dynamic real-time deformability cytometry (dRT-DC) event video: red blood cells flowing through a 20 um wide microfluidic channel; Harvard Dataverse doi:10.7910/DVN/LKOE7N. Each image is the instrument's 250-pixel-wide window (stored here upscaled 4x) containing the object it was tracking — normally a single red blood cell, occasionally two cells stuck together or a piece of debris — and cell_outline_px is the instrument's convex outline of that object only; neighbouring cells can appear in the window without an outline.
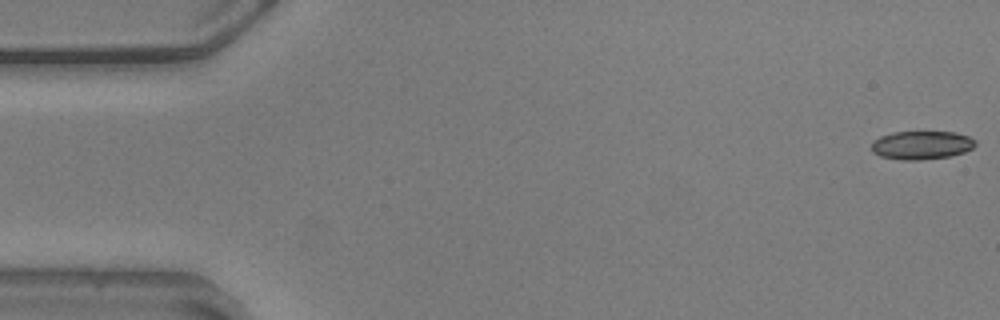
{"species": "common noctule bat (a hibernating species)", "species_latin": "Nyctalus noctula", "temperature_condition": "warm", "stored_images_in_passage": 57, "camera_frame_rate_fps": 3000, "um_per_image_px": 0.085, "animal": {"sex": "male", "body_mass_g": 20.5, "forearm_length_mm": 52.5}, "frame": {"image": 1, "passage_image": 1, "time_ms": 0.0, "image_size_px": [1000, 320], "cell_outline_px": [[976, 144], [972, 148], [964, 152], [948, 156], [920, 160], [900, 160], [880, 156], [872, 152], [872, 140], [880, 136], [892, 132], [956, 132], [968, 136], [976, 140]], "centroid_in_image_um": [78.31, 12.33], "position_along_channel_um": 6.7, "area_um2": 17.28}}
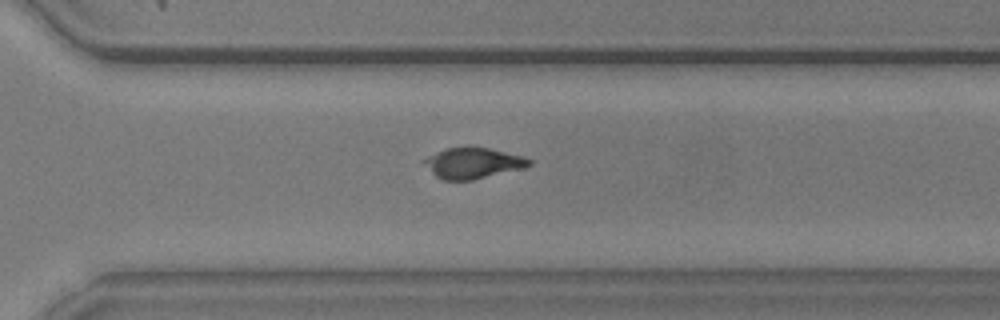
{"frame": {"image": 2, "passage_image": 39, "time_ms": 12.667, "image_size_px": [1000, 320], "cell_outline_px": [[532, 164], [524, 168], [472, 180], [444, 180], [436, 176], [420, 164], [420, 160], [428, 156], [448, 148], [468, 144], [488, 148], [524, 156], [532, 160]], "centroid_in_image_um": [40.16, 13.84], "position_along_channel_um": 330.4, "area_um2": 19.36}}
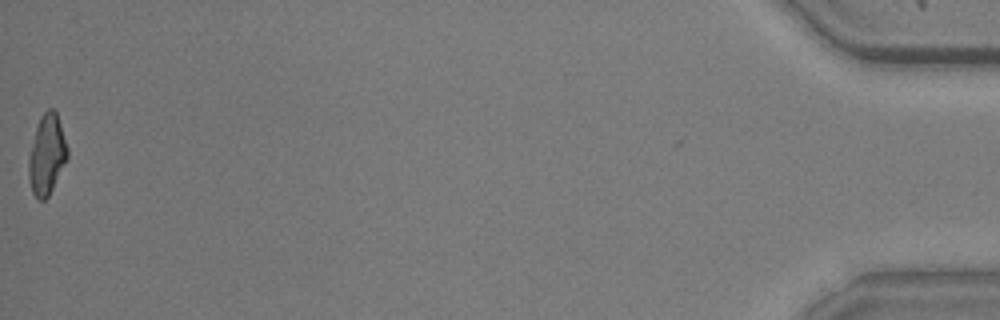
{"frame": {"image": 3, "passage_image": 56, "time_ms": 18.333, "image_size_px": [1000, 320], "cell_outline_px": [[68, 156], [48, 196], [44, 200], [40, 200], [32, 192], [28, 176], [28, 160], [36, 128], [40, 116], [48, 108], [52, 108], [56, 112], [68, 148]], "centroid_in_image_um": [3.97, 13.13], "position_along_channel_um": 431.2, "area_um2": 17.69}, "authors_computed_cell_mechanics": {"area_um2": 18.785, "velocity_mm_per_s": 3.6094, "shape_relaxation_time_tau1_ms": 3.4559, "shape_relaxation_time_tau2_ms": null, "deformation_change_tau1": 0.1591, "deformation_change_tau2": null}}